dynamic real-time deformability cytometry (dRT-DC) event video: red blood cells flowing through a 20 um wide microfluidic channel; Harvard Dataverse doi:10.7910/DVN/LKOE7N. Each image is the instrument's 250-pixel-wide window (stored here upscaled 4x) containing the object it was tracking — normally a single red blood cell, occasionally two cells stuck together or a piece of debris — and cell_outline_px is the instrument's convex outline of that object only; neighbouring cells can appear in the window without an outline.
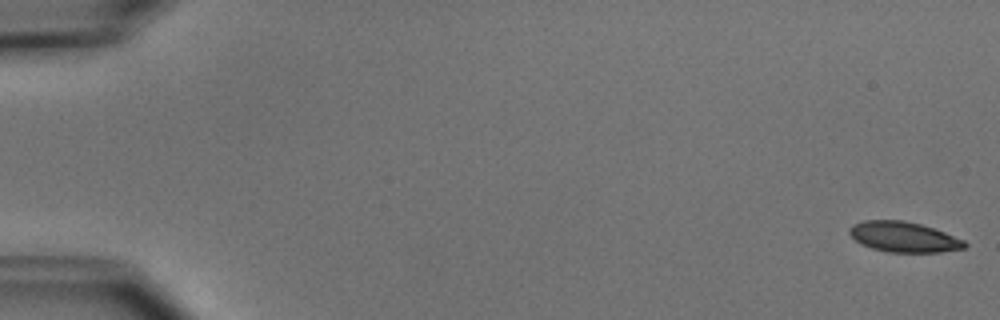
{"species": "common noctule bat (a hibernating species)", "species_latin": "Nyctalus noctula", "temperature_condition": "cold", "stored_images_in_passage": 5, "camera_frame_rate_fps": 3000, "um_per_image_px": 0.085, "animal": {"sex": "male", "body_mass_g": 15.6}, "frame": {"image": 1, "passage_image": 1, "time_ms": 0.0, "image_size_px": [1000, 320], "cell_outline_px": [[968, 244], [964, 248], [940, 252], [888, 252], [872, 248], [860, 244], [848, 232], [848, 228], [852, 224], [864, 220], [904, 220], [920, 224], [944, 232], [964, 240]], "centroid_in_image_um": [76.78, 20.13], "position_along_channel_um": 8.2, "area_um2": 20.35}}
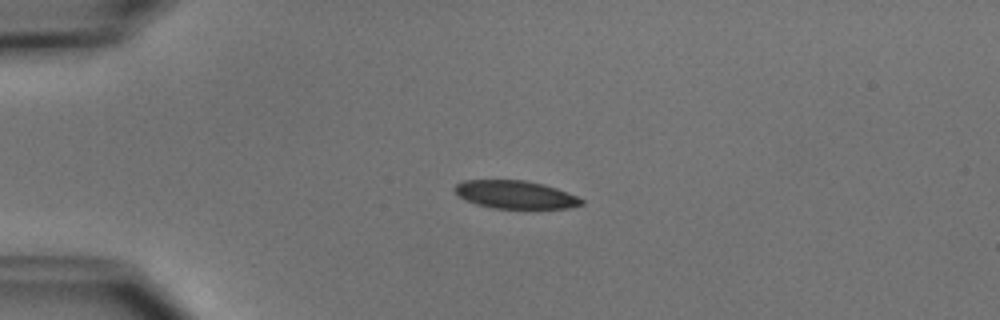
{"frame": {"image": 2, "passage_image": 4, "time_ms": 4.0, "image_size_px": [1000, 320], "cell_outline_px": [[584, 204], [568, 208], [492, 208], [476, 204], [460, 196], [452, 188], [456, 184], [464, 180], [524, 180], [544, 184], [556, 188], [576, 196], [584, 200]], "centroid_in_image_um": [43.8, 16.54], "position_along_channel_um": 41.2, "area_um2": 20.52}}